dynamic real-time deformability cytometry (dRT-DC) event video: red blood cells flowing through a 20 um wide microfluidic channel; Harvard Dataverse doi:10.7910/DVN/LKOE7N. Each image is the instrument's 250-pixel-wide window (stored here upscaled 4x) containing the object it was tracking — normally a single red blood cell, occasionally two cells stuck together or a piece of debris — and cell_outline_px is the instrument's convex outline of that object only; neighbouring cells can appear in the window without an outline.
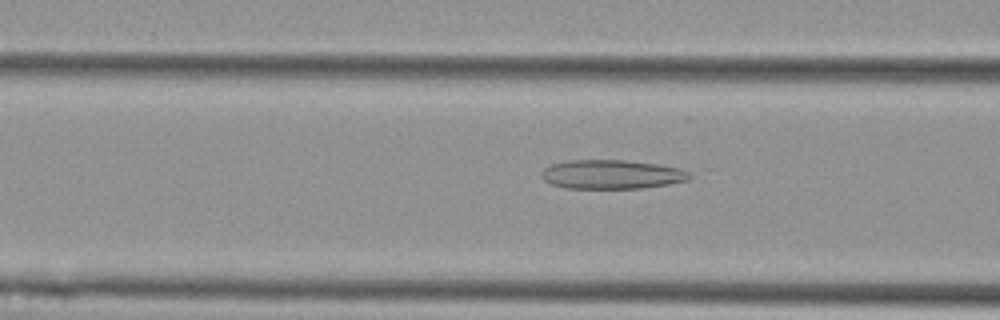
{"species": "Egyptian fruit bat (a non-hibernating species)", "species_latin": "Rousettus aegyptiacus", "temperature_condition": "cold", "stored_images_in_passage": 54, "camera_frame_rate_fps": 3000, "um_per_image_px": 0.085, "animal": {"sex": "female"}, "frame": {"image": 1, "passage_image": 20, "time_ms": 6.333, "image_size_px": [1000, 320], "cell_outline_px": [[692, 176], [688, 180], [668, 184], [644, 188], [564, 188], [552, 184], [544, 180], [540, 176], [540, 172], [544, 168], [552, 164], [564, 160], [624, 160], [660, 164], [680, 168], [688, 172]], "centroid_in_image_um": [51.98, 14.82], "position_along_channel_um": 114.6, "area_um2": 25.26}}
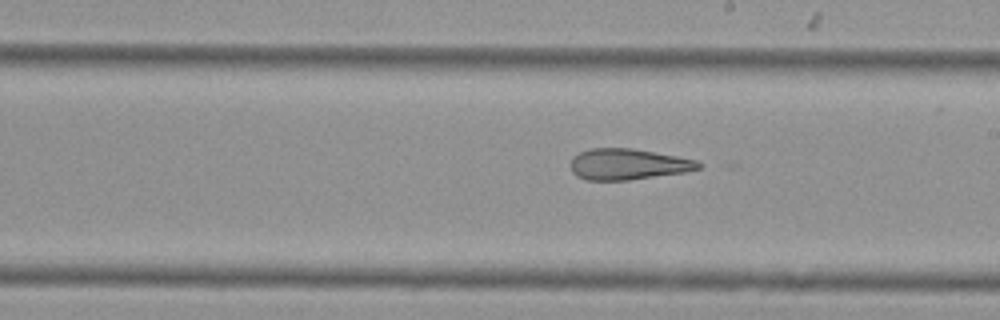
{"frame": {"image": 2, "passage_image": 30, "time_ms": 9.667, "image_size_px": [1000, 320], "cell_outline_px": [[704, 164], [700, 168], [684, 172], [628, 180], [588, 180], [576, 176], [572, 172], [568, 164], [572, 156], [580, 152], [592, 148], [632, 148], [676, 156], [696, 160]], "centroid_in_image_um": [53.32, 13.96], "position_along_channel_um": 235.7, "area_um2": 23.18}}
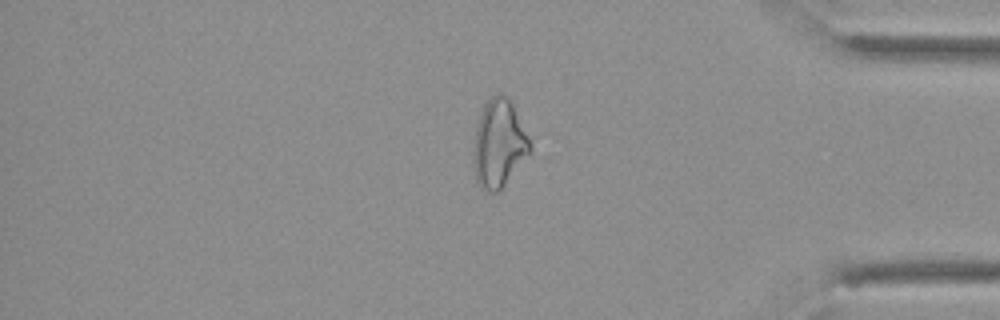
{"frame": {"image": 3, "passage_image": 45, "time_ms": 14.667, "image_size_px": [1000, 320], "cell_outline_px": [[532, 152], [504, 184], [496, 192], [492, 192], [484, 188], [476, 180], [472, 160], [472, 152], [476, 124], [480, 112], [484, 104], [496, 92], [500, 92], [508, 96], [512, 104], [532, 148]], "centroid_in_image_um": [42.37, 12.17], "position_along_channel_um": 392.8, "area_um2": 28.73}, "authors_computed_cell_mechanics": {"area_um2": 28.4954, "velocity_mm_per_s": 3.6349, "shape_relaxation_time_tau1_ms": null, "shape_relaxation_time_tau2_ms": 4.0922, "deformation_change_tau1": null, "deformation_change_tau2": 0.1638}}